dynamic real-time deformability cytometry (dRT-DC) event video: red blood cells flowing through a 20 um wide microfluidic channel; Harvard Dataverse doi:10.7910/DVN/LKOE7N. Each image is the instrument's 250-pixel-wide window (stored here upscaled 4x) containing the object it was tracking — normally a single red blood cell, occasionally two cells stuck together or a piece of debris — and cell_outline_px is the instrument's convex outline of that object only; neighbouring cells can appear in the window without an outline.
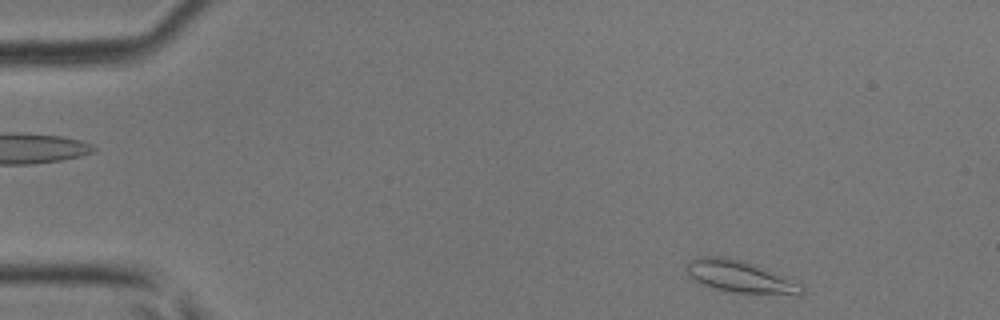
{"species": "common noctule bat (a hibernating species)", "species_latin": "Nyctalus noctula", "temperature_condition": "room temperature", "stored_images_in_passage": 39, "camera_frame_rate_fps": 3000, "um_per_image_px": 0.085, "animal": {"sex": "male", "body_mass_g": 17.9, "forearm_length_mm": 54.2}, "frame": {"image": 1, "passage_image": 1, "time_ms": 0.0, "image_size_px": [1000, 320], "cell_outline_px": [[804, 292], [800, 296], [728, 292], [704, 284], [688, 276], [688, 260], [700, 256], [724, 256], [744, 260], [768, 268], [800, 284], [804, 288]], "centroid_in_image_um": [62.98, 23.52], "position_along_channel_um": 22.0, "area_um2": 21.85}}
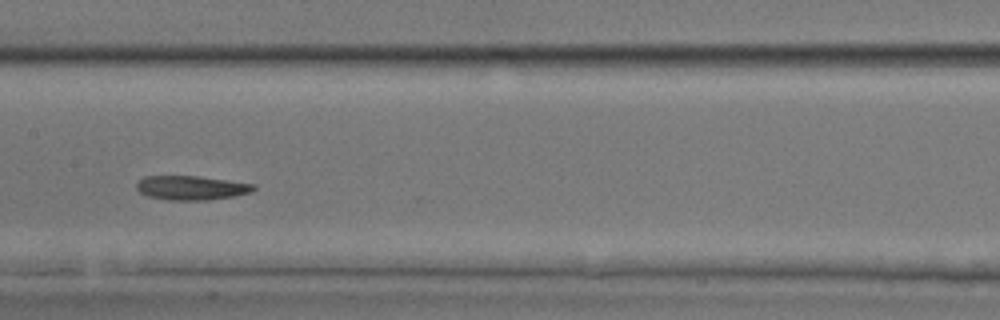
{"frame": {"image": 2, "passage_image": 18, "time_ms": 5.667, "image_size_px": [1000, 320], "cell_outline_px": [[256, 188], [252, 192], [236, 196], [208, 200], [168, 200], [148, 196], [140, 192], [136, 188], [136, 184], [144, 176], [196, 176], [228, 180], [256, 184]], "centroid_in_image_um": [16.3, 15.97], "position_along_channel_um": 191.1, "area_um2": 16.59}}
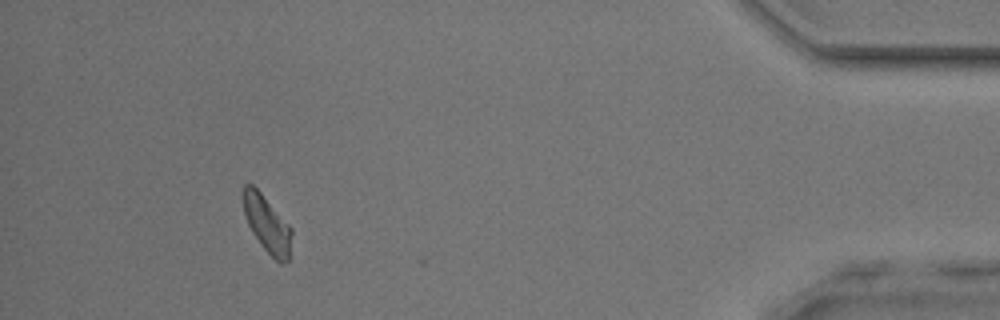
{"frame": {"image": 3, "passage_image": 36, "time_ms": 11.667, "image_size_px": [1000, 320], "cell_outline_px": [[292, 232], [288, 260], [280, 264], [260, 244], [252, 232], [244, 216], [240, 196], [240, 192], [244, 184], [252, 184], [260, 192], [292, 228]], "centroid_in_image_um": [22.63, 18.99], "position_along_channel_um": 412.6, "area_um2": 16.13}}